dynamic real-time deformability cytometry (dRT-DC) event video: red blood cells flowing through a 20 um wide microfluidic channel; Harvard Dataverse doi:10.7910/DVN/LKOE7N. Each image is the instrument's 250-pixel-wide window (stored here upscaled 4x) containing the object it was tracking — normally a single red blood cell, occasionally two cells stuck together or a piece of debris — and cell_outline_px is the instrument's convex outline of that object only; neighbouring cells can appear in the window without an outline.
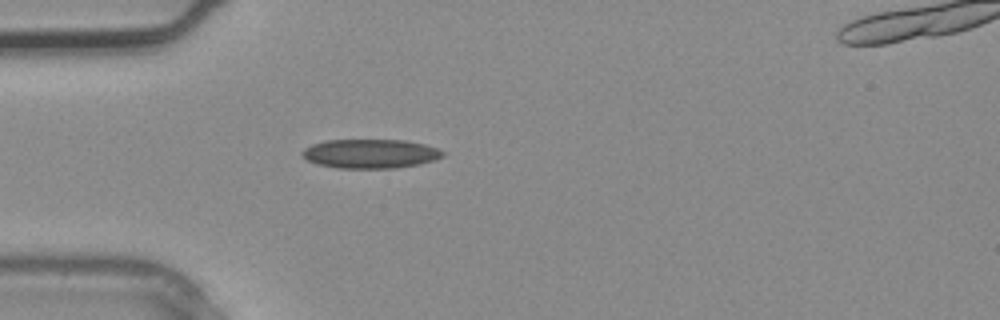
{"species": "common noctule bat (a hibernating species)", "species_latin": "Nyctalus noctula", "temperature_condition": "warm", "stored_images_in_passage": 3, "camera_frame_rate_fps": 3000, "um_per_image_px": 0.085, "animal": {"sex": "male", "body_mass_g": 20.4}, "frame": {"image": 1, "passage_image": 2, "time_ms": 0.333, "image_size_px": [1000, 320], "cell_outline_px": [[444, 156], [420, 164], [396, 168], [336, 168], [316, 164], [300, 156], [300, 152], [304, 148], [312, 144], [324, 140], [404, 140], [424, 144], [436, 148], [444, 152]], "centroid_in_image_um": [31.42, 13.06], "position_along_channel_um": 53.6, "area_um2": 23.99}}